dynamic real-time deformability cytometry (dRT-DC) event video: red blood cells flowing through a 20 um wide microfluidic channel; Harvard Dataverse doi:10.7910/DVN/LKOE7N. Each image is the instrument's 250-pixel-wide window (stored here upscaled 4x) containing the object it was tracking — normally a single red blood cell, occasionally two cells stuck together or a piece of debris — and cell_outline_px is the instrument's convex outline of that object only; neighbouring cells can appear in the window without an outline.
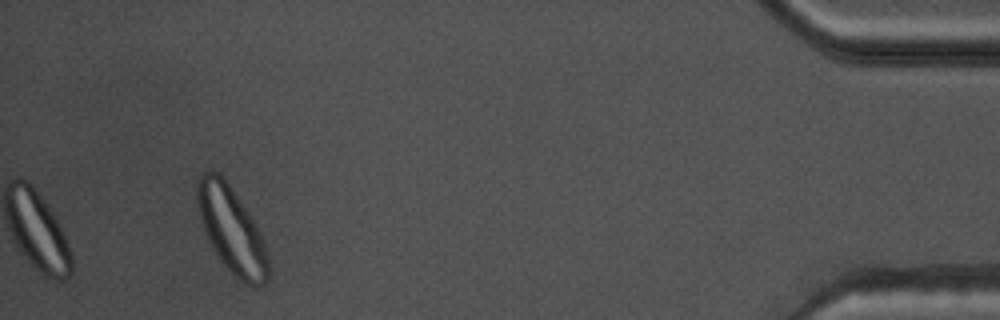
{"species": "common noctule bat (a hibernating species)", "species_latin": "Nyctalus noctula", "temperature_condition": "warm", "stored_images_in_passage": 41, "camera_frame_rate_fps": 3000, "um_per_image_px": 0.085, "animal": {"sex": "male", "body_mass_g": 17.5, "forearm_length_mm": 52.3}, "frame": {"image": 1, "passage_image": 41, "time_ms": 13.333, "image_size_px": [1000, 320], "cell_outline_px": [[268, 280], [264, 284], [256, 288], [252, 288], [244, 284], [220, 260], [208, 240], [200, 220], [196, 200], [196, 180], [200, 172], [216, 172], [228, 184], [252, 216], [260, 232], [264, 244], [268, 260]], "centroid_in_image_um": [19.67, 19.56], "position_along_channel_um": 415.5, "area_um2": 35.55}, "authors_computed_cell_mechanics": {"area_um2": 26.1834, "velocity_mm_per_s": 3.7527, "shape_relaxation_time_tau1_ms": 6.0214, "shape_relaxation_time_tau2_ms": 1.0059, "deformation_change_tau1": 0.1332, "deformation_change_tau2": 0.0665}}